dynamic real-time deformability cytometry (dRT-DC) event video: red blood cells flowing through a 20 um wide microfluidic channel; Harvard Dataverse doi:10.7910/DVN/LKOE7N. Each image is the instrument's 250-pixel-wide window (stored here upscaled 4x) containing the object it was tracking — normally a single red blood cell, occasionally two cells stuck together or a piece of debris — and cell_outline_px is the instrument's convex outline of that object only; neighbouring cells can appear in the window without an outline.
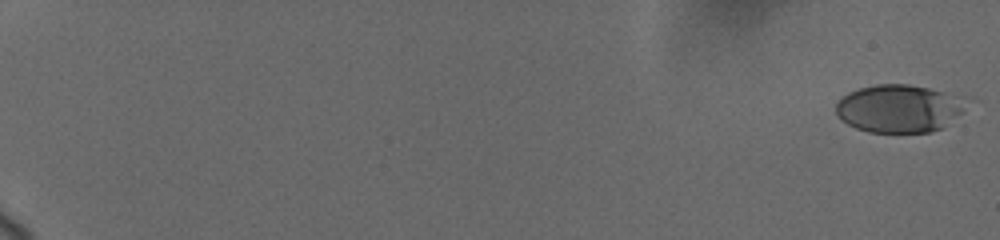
{"species": "human", "species_latin": "Homo sapiens", "temperature_condition": "cold", "stored_images_in_passage": 15, "camera_frame_rate_fps": 3000, "um_per_image_px": 0.085, "donor": {"sex": "female"}, "frame": {"image": 1, "passage_image": 1, "time_ms": 0.0, "image_size_px": [1000, 240], "cell_outline_px": [[964, 96], [960, 112], [940, 128], [932, 132], [868, 132], [856, 128], [848, 124], [836, 116], [836, 104], [848, 92], [860, 88], [876, 84], [908, 84], [928, 88]], "centroid_in_image_um": [76.35, 9.21], "position_along_channel_um": 8.7, "area_um2": 35.84}}